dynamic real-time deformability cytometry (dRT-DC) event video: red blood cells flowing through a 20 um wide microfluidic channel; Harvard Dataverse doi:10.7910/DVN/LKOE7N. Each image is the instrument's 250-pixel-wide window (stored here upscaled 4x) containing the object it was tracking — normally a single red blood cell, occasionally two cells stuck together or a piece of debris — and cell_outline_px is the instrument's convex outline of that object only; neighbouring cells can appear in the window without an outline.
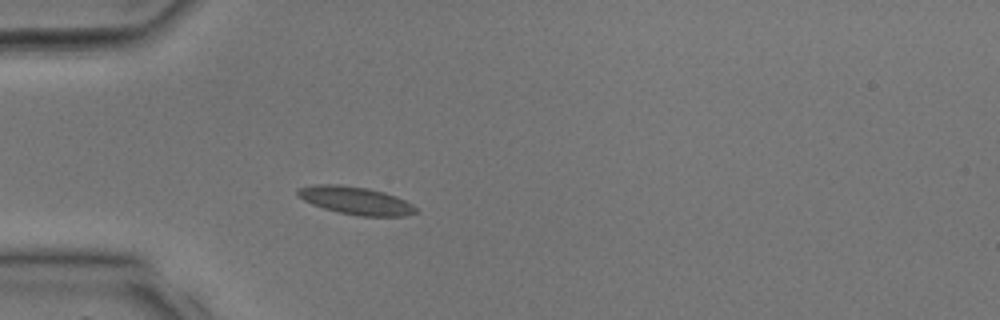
{"species": "common noctule bat (a hibernating species)", "species_latin": "Nyctalus noctula", "temperature_condition": "room temperature", "stored_images_in_passage": 22, "camera_frame_rate_fps": 3000, "um_per_image_px": 0.085, "animal": {"sex": "male", "body_mass_g": 17.9, "forearm_length_mm": 54.2}, "frame": {"image": 1, "passage_image": 4, "time_ms": 1.0, "image_size_px": [1000, 320], "cell_outline_px": [[416, 212], [404, 216], [360, 216], [336, 212], [312, 204], [296, 196], [296, 192], [300, 188], [316, 184], [340, 184], [368, 188], [384, 192], [396, 196], [412, 204], [416, 208]], "centroid_in_image_um": [30.21, 17.04], "position_along_channel_um": 54.8, "area_um2": 19.13}}
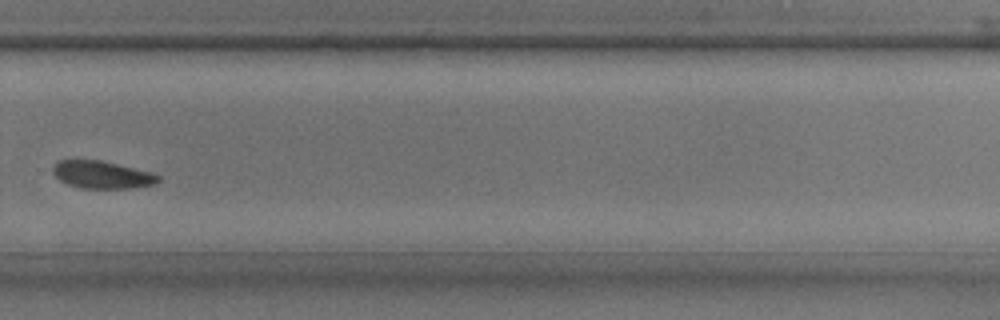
{"frame": {"image": 2, "passage_image": 18, "time_ms": 5.667, "image_size_px": [1000, 320], "cell_outline_px": [[160, 180], [156, 184], [132, 188], [80, 188], [68, 184], [60, 180], [52, 172], [52, 164], [60, 160], [100, 160], [152, 172], [160, 176]], "centroid_in_image_um": [8.67, 14.85], "position_along_channel_um": 321.1, "area_um2": 16.94}}